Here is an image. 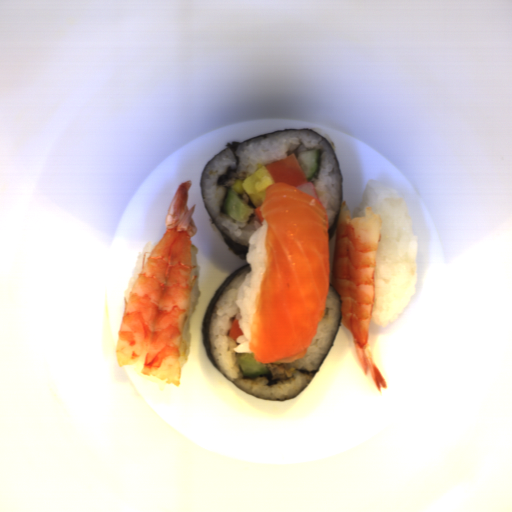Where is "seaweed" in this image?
Segmentation results:
<instances>
[{
    "label": "seaweed",
    "instance_id": "4",
    "mask_svg": "<svg viewBox=\"0 0 512 512\" xmlns=\"http://www.w3.org/2000/svg\"><path fill=\"white\" fill-rule=\"evenodd\" d=\"M237 195L239 196V198L246 204H248L249 206H251L253 209H254V212H255V208L258 207L254 204V202L252 201V199L250 198V196L248 195V193L245 191L244 193H239V192H236Z\"/></svg>",
    "mask_w": 512,
    "mask_h": 512
},
{
    "label": "seaweed",
    "instance_id": "1",
    "mask_svg": "<svg viewBox=\"0 0 512 512\" xmlns=\"http://www.w3.org/2000/svg\"><path fill=\"white\" fill-rule=\"evenodd\" d=\"M284 131H309L311 133H314L315 135H317L318 137H320L324 141H326L328 143L329 147L331 148V150H332V152H333V154L335 156V160H336V163H337V166H338V170H339L341 192H340V200H339L337 216H336L334 222L328 228V241L331 240L332 238H334V236H335V234L337 232L338 219H339L341 208H342V205H343V179H342V172H341V167H340V164H339V161H338L337 154H336V152H335V150H334V148H333V146H332V144H331L329 139H327L326 137H324L323 135H321L320 133H318L315 130H311V129H307L306 128V129H283V130H279V131H276V132L255 136V137L249 138V139L244 140V141H235V140L234 141H230L229 143H227L225 145V148H223L222 150H220L219 152L214 154L207 161V163H206V165H205V167H204V169L202 171V174L200 176V179H199V189H200V193H201V196H202L204 207L206 209V212H207V214L209 216V219H210L211 223L219 231L222 239L224 240V242L226 243V245L228 246L230 251L232 253H234L237 257H239L241 260H247V253L249 252V248L250 247L242 245L239 242H237L236 240H234L233 238H231L227 233H225L218 226V224L212 218V216H211V214H210V212L208 210V207L206 205V202H205V199H204V194H203L202 181H203L204 173H205V170L208 167V165L211 163V161L217 155H219L220 153H222V152H224L226 150H229V149L232 150L234 161H235L234 167L225 168L224 172L220 175V177L216 181L217 185H220V186L224 187V190H225V194H224V197H223V200H222V203H221V206H220L219 210H220L221 213L227 214L226 211H225V203H226V200H227V196H228L229 190H233L232 186L234 185V183L237 180H240L239 177H238V169H239V165H240V160H239V156L236 154L237 148L242 143L248 142L250 140H253V139H256V138H267L270 134H275V133L284 132Z\"/></svg>",
    "mask_w": 512,
    "mask_h": 512
},
{
    "label": "seaweed",
    "instance_id": "2",
    "mask_svg": "<svg viewBox=\"0 0 512 512\" xmlns=\"http://www.w3.org/2000/svg\"><path fill=\"white\" fill-rule=\"evenodd\" d=\"M247 267H252V265L250 263H247L243 266H240L238 268H236L231 274L230 276L222 283V285L219 287V289L217 290V292L215 293V295L212 297L210 303H209V306H208V309L206 311V314H205V318H204V322H203V326H202V336H203V346H204V349H205V352H206V355H207V358L208 360L211 362V364L216 368V370L228 381L230 382L232 385H234L235 387H237L234 383H232L229 379H227L224 374L219 370V368L217 367L214 359H213V356L210 352V343H209V327H210V319H211V316H212V313H213V310H214V307L216 305V303L218 302V300L220 299V297L223 295V293L225 292V290L227 289V287L230 285V283L235 279V277L241 273L244 269H246ZM239 390H241L242 392L246 393V394H250L242 389H240L239 387H237ZM252 395V394H250Z\"/></svg>",
    "mask_w": 512,
    "mask_h": 512
},
{
    "label": "seaweed",
    "instance_id": "3",
    "mask_svg": "<svg viewBox=\"0 0 512 512\" xmlns=\"http://www.w3.org/2000/svg\"><path fill=\"white\" fill-rule=\"evenodd\" d=\"M328 285H329V289H330V290H332V291L336 294V296H337V298H338V300H339L340 316H339V320H338V325H337L336 333H335V335H334V337H333V339H332V341H331V343H330V345H329V347H328V349H327V351H326V353H325V355H324V357H323V359H322V361H321L320 365L318 366V368H317L316 370L312 371V373H311V375H312L311 380H314V378H315V376H316V374H317V372H318L319 368H320V367H321V365L324 363V361H325V359H326V357H327V355H328V353H329L330 349L332 348V346H333V344H334V342H335V340H336V338H337V336H338L339 330H340L341 325H342V315H343L342 305H343V300H342V298H341V296H340L339 292H338V291L336 290V288L334 287V284H331V283H329V282H328ZM311 380H310V381H311Z\"/></svg>",
    "mask_w": 512,
    "mask_h": 512
}]
</instances>
